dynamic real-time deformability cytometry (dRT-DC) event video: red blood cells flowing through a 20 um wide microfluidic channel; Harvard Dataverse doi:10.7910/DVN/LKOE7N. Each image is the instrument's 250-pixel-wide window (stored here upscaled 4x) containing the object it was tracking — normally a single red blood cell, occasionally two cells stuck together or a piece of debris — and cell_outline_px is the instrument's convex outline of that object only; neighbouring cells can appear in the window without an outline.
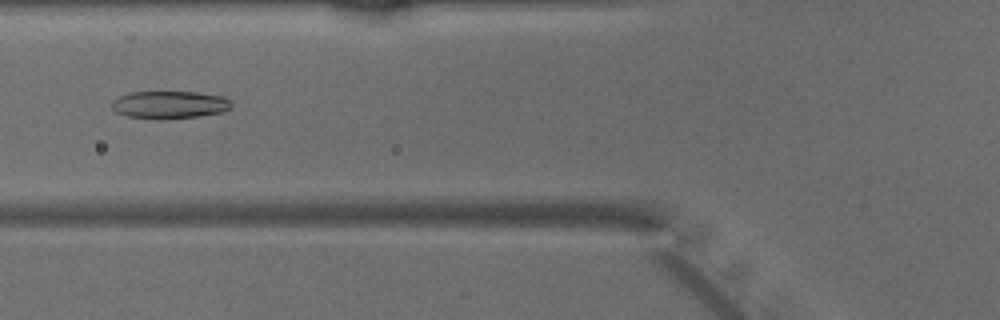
{"species": "common noctule bat (a hibernating species)", "species_latin": "Nyctalus noctula", "temperature_condition": "warm", "stored_images_in_passage": 49, "camera_frame_rate_fps": 3000, "um_per_image_px": 0.085, "animal": {"sex": "male", "body_mass_g": 15.6}, "frame": {"image": 1, "passage_image": 19, "time_ms": 6.0, "image_size_px": [1000, 320], "cell_outline_px": [[232, 108], [220, 112], [196, 116], [160, 120], [128, 116], [116, 112], [112, 108], [112, 100], [120, 96], [132, 92], [196, 92], [224, 96], [232, 104]], "centroid_in_image_um": [14.4, 8.9], "position_along_channel_um": 111.4, "area_um2": 19.19}}
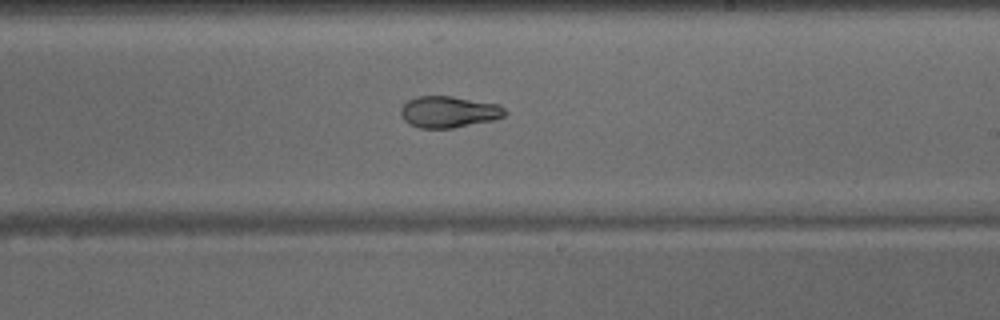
{"frame": {"image": 2, "passage_image": 29, "time_ms": 9.333, "image_size_px": [1000, 320], "cell_outline_px": [[508, 112], [504, 116], [492, 120], [452, 128], [420, 128], [404, 120], [400, 112], [400, 108], [408, 100], [416, 96], [452, 96], [500, 104]], "centroid_in_image_um": [38.16, 9.49], "position_along_channel_um": 250.8, "area_um2": 19.07}}
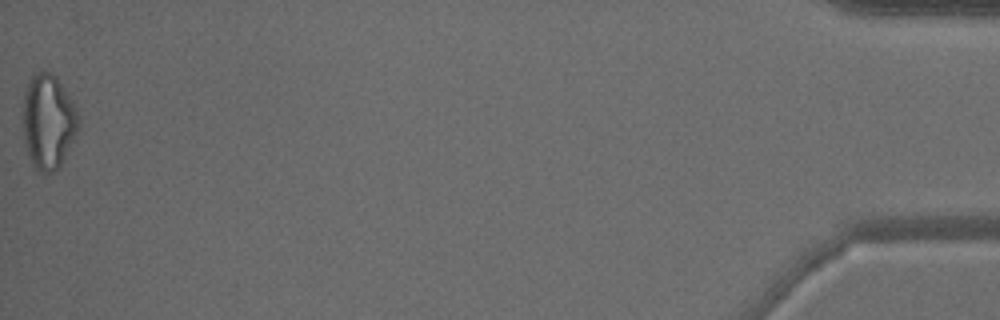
{"frame": {"image": 3, "passage_image": 49, "time_ms": 16.0, "image_size_px": [1000, 320], "cell_outline_px": [[80, 124], [60, 164], [52, 172], [40, 172], [36, 168], [28, 156], [24, 140], [24, 92], [32, 76], [36, 72], [44, 68], [52, 72], [56, 76], [68, 96], [80, 120]], "centroid_in_image_um": [4.08, 10.29], "position_along_channel_um": 431.1, "area_um2": 29.94}}